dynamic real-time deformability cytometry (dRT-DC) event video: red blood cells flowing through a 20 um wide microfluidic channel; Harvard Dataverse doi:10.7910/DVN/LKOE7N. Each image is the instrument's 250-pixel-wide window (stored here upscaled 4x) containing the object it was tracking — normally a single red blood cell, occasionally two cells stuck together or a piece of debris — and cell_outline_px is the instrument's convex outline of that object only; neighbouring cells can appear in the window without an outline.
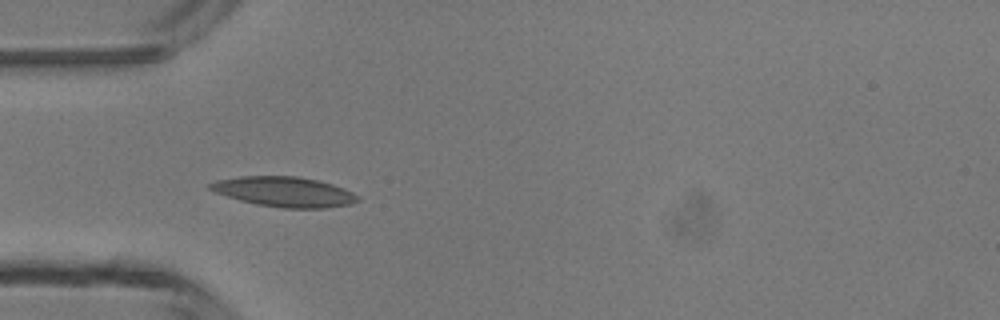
{"species": "common noctule bat (a hibernating species)", "species_latin": "Nyctalus noctula", "temperature_condition": "room temperature", "stored_images_in_passage": 7, "camera_frame_rate_fps": 3000, "um_per_image_px": 0.085, "animal": {"sex": "male", "body_mass_g": 13.3}, "frame": {"image": 1, "passage_image": 5, "time_ms": 4.333, "image_size_px": [1000, 320], "cell_outline_px": [[360, 200], [352, 204], [324, 208], [284, 208], [256, 204], [240, 200], [216, 192], [208, 188], [208, 184], [216, 180], [240, 176], [296, 176], [320, 180], [344, 188], [360, 196]], "centroid_in_image_um": [24.2, 16.3], "position_along_channel_um": 60.8, "area_um2": 25.89}}
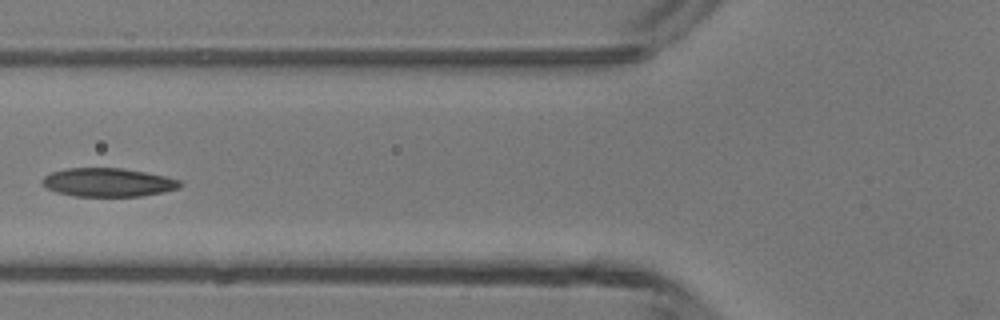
{"frame": {"image": 2, "passage_image": 6, "time_ms": 5.667, "image_size_px": [1000, 320], "cell_outline_px": [[184, 184], [180, 188], [164, 192], [140, 196], [72, 196], [56, 192], [48, 188], [40, 180], [44, 176], [52, 172], [68, 168], [120, 168], [144, 172], [164, 176], [180, 180]], "centroid_in_image_um": [9.2, 15.51], "position_along_channel_um": 116.6, "area_um2": 22.89}}
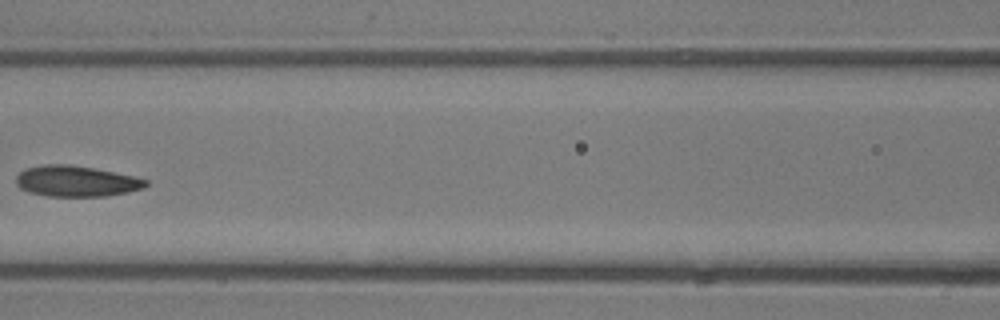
{"frame": {"image": 3, "passage_image": 7, "time_ms": 6.667, "image_size_px": [1000, 320], "cell_outline_px": [[148, 184], [144, 188], [128, 192], [108, 196], [48, 196], [28, 192], [20, 188], [16, 184], [16, 176], [24, 168], [44, 164], [68, 164], [92, 168], [132, 176], [148, 180]], "centroid_in_image_um": [6.44, 15.4], "position_along_channel_um": 160.2, "area_um2": 23.29}}